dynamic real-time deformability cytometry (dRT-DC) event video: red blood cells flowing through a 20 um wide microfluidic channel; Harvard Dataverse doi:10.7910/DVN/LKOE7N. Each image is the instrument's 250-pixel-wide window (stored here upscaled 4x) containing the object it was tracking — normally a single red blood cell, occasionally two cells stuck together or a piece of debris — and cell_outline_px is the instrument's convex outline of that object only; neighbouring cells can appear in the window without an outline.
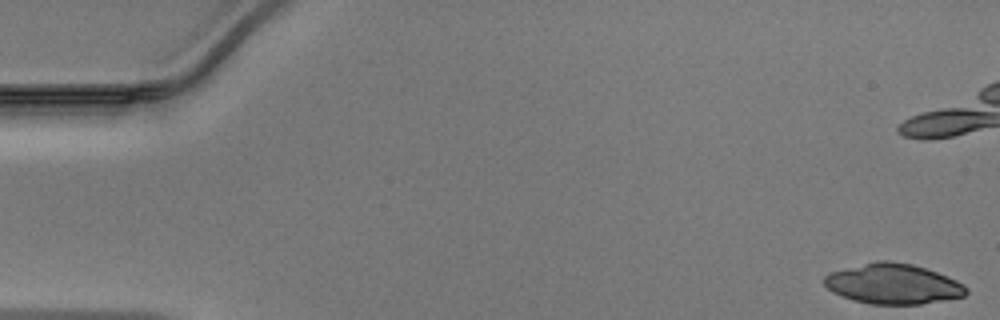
{"species": "Egyptian fruit bat (a non-hibernating species)", "species_latin": "Rousettus aegyptiacus", "temperature_condition": "warm", "stored_images_in_passage": 48, "camera_frame_rate_fps": 3000, "um_per_image_px": 0.085, "animal": {"sex": "male"}, "frame": {"image": 1, "passage_image": 1, "time_ms": 0.0, "image_size_px": [1000, 320], "cell_outline_px": [[968, 292], [964, 296], [920, 304], [872, 304], [852, 300], [840, 296], [832, 292], [824, 284], [824, 276], [832, 272], [876, 260], [892, 260], [912, 264], [948, 276], [964, 284], [968, 288]], "centroid_in_image_um": [75.91, 24.13], "position_along_channel_um": 9.1, "area_um2": 33.23}}